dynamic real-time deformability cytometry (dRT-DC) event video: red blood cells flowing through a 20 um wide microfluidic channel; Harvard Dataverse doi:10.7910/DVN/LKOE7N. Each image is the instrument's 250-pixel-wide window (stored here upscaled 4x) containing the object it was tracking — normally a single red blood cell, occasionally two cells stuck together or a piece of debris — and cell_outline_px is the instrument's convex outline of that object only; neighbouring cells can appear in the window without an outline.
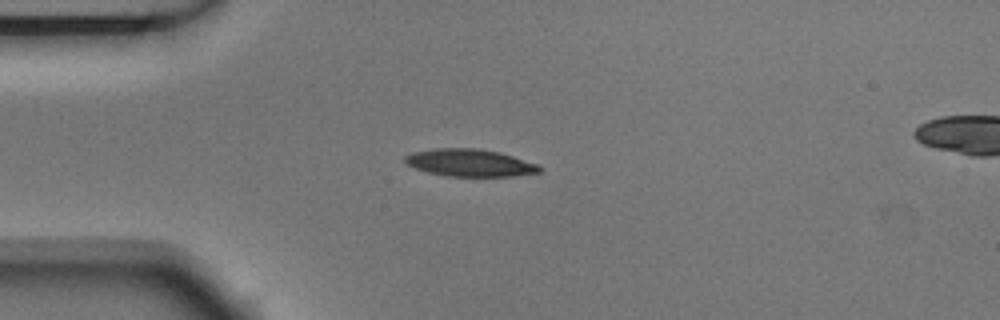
{"species": "Egyptian fruit bat (a non-hibernating species)", "species_latin": "Rousettus aegyptiacus", "temperature_condition": "room temperature", "stored_images_in_passage": 5, "camera_frame_rate_fps": 3000, "um_per_image_px": 0.085, "animal": {"sex": "male"}, "frame": {"image": 1, "passage_image": 3, "time_ms": 0.667, "image_size_px": [1000, 320], "cell_outline_px": [[540, 172], [512, 176], [444, 176], [428, 172], [416, 168], [408, 164], [404, 160], [404, 156], [412, 152], [436, 148], [476, 148], [500, 152], [540, 164]], "centroid_in_image_um": [39.95, 13.83], "position_along_channel_um": 45.1, "area_um2": 21.44}}
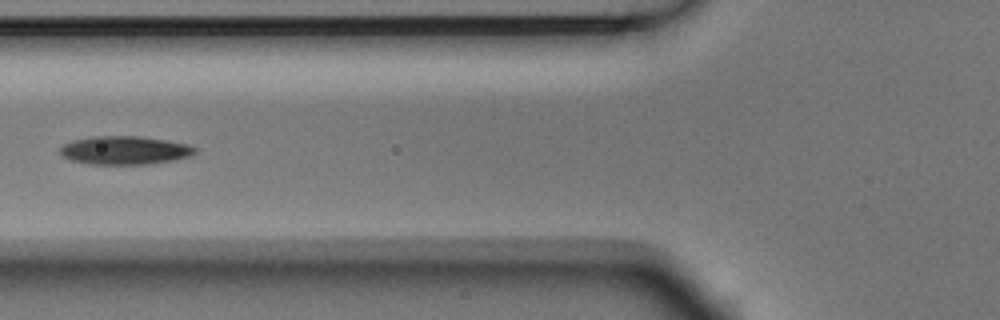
{"frame": {"image": 2, "passage_image": 5, "time_ms": 1.333, "image_size_px": [1000, 320], "cell_outline_px": [[196, 152], [188, 156], [172, 160], [148, 164], [88, 164], [72, 160], [60, 156], [60, 148], [64, 144], [72, 140], [92, 136], [140, 136], [188, 144], [196, 148]], "centroid_in_image_um": [10.55, 12.77], "position_along_channel_um": 115.2, "area_um2": 22.25}}